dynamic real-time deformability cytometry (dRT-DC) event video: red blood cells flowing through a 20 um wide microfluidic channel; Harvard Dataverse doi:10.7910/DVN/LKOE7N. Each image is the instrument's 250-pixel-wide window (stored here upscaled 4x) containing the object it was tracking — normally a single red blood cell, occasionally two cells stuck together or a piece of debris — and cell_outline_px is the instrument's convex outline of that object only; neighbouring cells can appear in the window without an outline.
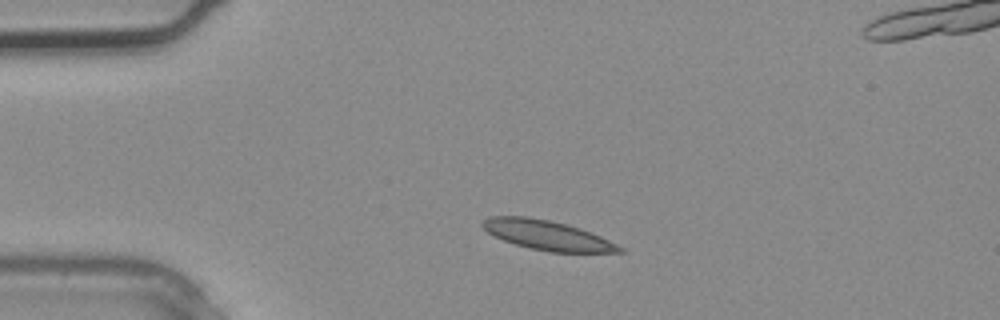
{"species": "common noctule bat (a hibernating species)", "species_latin": "Nyctalus noctula", "temperature_condition": "warm", "stored_images_in_passage": 4, "camera_frame_rate_fps": 3000, "um_per_image_px": 0.085, "animal": {"sex": "male", "body_mass_g": 20.4}, "frame": {"image": 1, "passage_image": 2, "time_ms": 0.333, "image_size_px": [1000, 320], "cell_outline_px": [[624, 252], [548, 252], [516, 244], [504, 240], [488, 232], [480, 224], [488, 216], [528, 216], [548, 220], [580, 228], [600, 236], [624, 248]], "centroid_in_image_um": [46.51, 19.99], "position_along_channel_um": 38.5, "area_um2": 23.24}}